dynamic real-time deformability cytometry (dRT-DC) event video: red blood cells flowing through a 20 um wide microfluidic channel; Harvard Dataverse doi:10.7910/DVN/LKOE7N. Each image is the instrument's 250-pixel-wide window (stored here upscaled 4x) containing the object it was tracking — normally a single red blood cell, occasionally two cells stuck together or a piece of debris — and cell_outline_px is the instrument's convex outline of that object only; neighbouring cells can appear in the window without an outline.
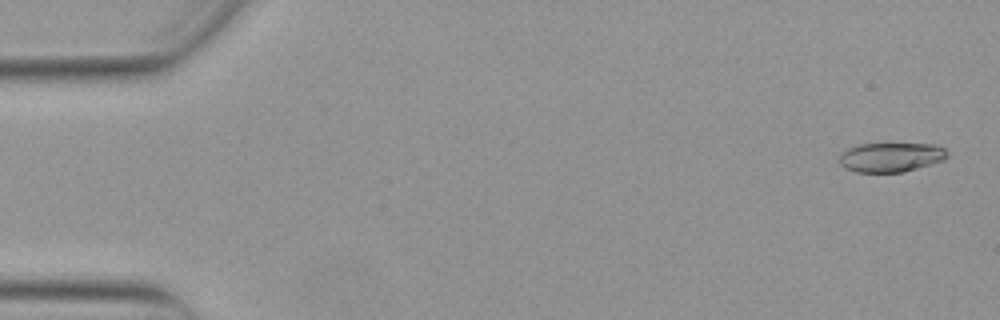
{"species": "Egyptian fruit bat (a non-hibernating species)", "species_latin": "Rousettus aegyptiacus", "temperature_condition": "warm", "stored_images_in_passage": 53, "camera_frame_rate_fps": 3000, "um_per_image_px": 0.085, "animal": {"sex": "female"}, "frame": {"image": 1, "passage_image": 2, "time_ms": 0.333, "image_size_px": [1000, 320], "cell_outline_px": [[948, 156], [944, 160], [904, 172], [856, 172], [840, 164], [840, 156], [848, 148], [860, 144], [932, 144], [944, 148], [948, 152]], "centroid_in_image_um": [75.76, 13.36], "position_along_channel_um": 9.2, "area_um2": 18.26}}
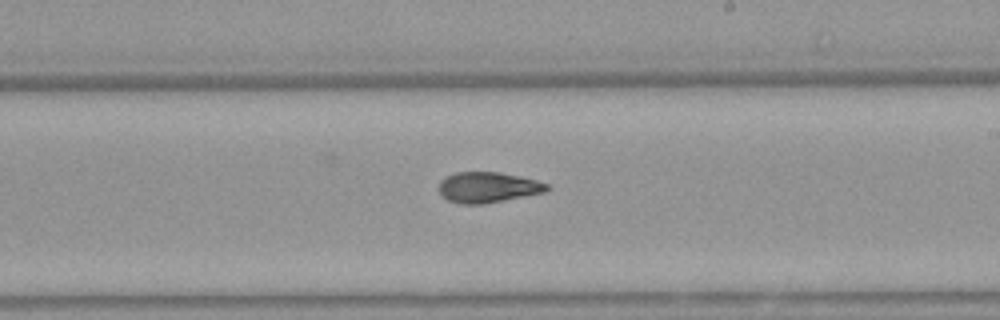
{"frame": {"image": 2, "passage_image": 31, "time_ms": 10.0, "image_size_px": [1000, 320], "cell_outline_px": [[548, 188], [544, 192], [484, 204], [460, 204], [448, 200], [440, 196], [440, 180], [456, 172], [500, 172], [520, 176], [536, 180], [548, 184]], "centroid_in_image_um": [41.44, 15.92], "position_along_channel_um": 247.6, "area_um2": 19.13}}
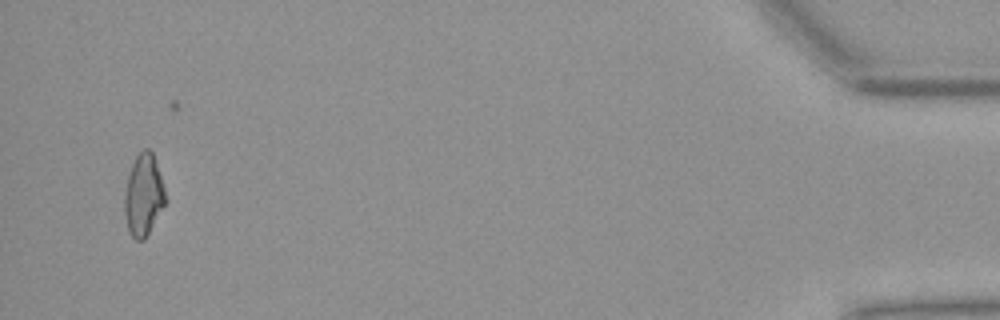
{"frame": {"image": 3, "passage_image": 51, "time_ms": 16.667, "image_size_px": [1000, 320], "cell_outline_px": [[168, 200], [144, 240], [136, 240], [128, 232], [124, 212], [124, 196], [128, 176], [132, 164], [136, 156], [144, 148], [148, 148], [152, 152]], "centroid_in_image_um": [12.2, 16.61], "position_along_channel_um": 423.0, "area_um2": 19.42}, "authors_computed_cell_mechanics": {"area_um2": 19.363, "velocity_mm_per_s": 3.8902, "shape_relaxation_time_tau1_ms": 9.3203, "shape_relaxation_time_tau2_ms": 2.955, "deformation_change_tau1": 0.2748, "deformation_change_tau2": 0.1074}}